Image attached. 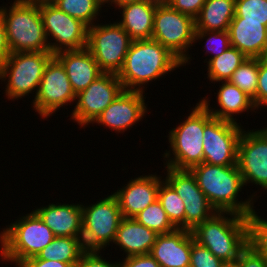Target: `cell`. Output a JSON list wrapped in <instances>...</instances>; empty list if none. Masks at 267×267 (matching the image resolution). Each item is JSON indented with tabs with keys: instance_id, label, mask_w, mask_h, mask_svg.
Here are the masks:
<instances>
[{
	"instance_id": "26",
	"label": "cell",
	"mask_w": 267,
	"mask_h": 267,
	"mask_svg": "<svg viewBox=\"0 0 267 267\" xmlns=\"http://www.w3.org/2000/svg\"><path fill=\"white\" fill-rule=\"evenodd\" d=\"M235 16V0H205L195 18V31H227Z\"/></svg>"
},
{
	"instance_id": "28",
	"label": "cell",
	"mask_w": 267,
	"mask_h": 267,
	"mask_svg": "<svg viewBox=\"0 0 267 267\" xmlns=\"http://www.w3.org/2000/svg\"><path fill=\"white\" fill-rule=\"evenodd\" d=\"M247 59L235 47L230 46L224 53L211 59L207 64V78L211 83L228 81L233 72Z\"/></svg>"
},
{
	"instance_id": "4",
	"label": "cell",
	"mask_w": 267,
	"mask_h": 267,
	"mask_svg": "<svg viewBox=\"0 0 267 267\" xmlns=\"http://www.w3.org/2000/svg\"><path fill=\"white\" fill-rule=\"evenodd\" d=\"M8 7L1 10L10 52H50L39 2L14 0Z\"/></svg>"
},
{
	"instance_id": "31",
	"label": "cell",
	"mask_w": 267,
	"mask_h": 267,
	"mask_svg": "<svg viewBox=\"0 0 267 267\" xmlns=\"http://www.w3.org/2000/svg\"><path fill=\"white\" fill-rule=\"evenodd\" d=\"M249 96L256 108V92L258 85V58H247L228 80Z\"/></svg>"
},
{
	"instance_id": "11",
	"label": "cell",
	"mask_w": 267,
	"mask_h": 267,
	"mask_svg": "<svg viewBox=\"0 0 267 267\" xmlns=\"http://www.w3.org/2000/svg\"><path fill=\"white\" fill-rule=\"evenodd\" d=\"M39 11L49 42L55 55L64 50H80L87 47L88 26L58 9L51 2H39ZM51 35V37H50ZM56 41V42H55Z\"/></svg>"
},
{
	"instance_id": "38",
	"label": "cell",
	"mask_w": 267,
	"mask_h": 267,
	"mask_svg": "<svg viewBox=\"0 0 267 267\" xmlns=\"http://www.w3.org/2000/svg\"><path fill=\"white\" fill-rule=\"evenodd\" d=\"M168 4L176 11L195 19L205 4V0H169Z\"/></svg>"
},
{
	"instance_id": "21",
	"label": "cell",
	"mask_w": 267,
	"mask_h": 267,
	"mask_svg": "<svg viewBox=\"0 0 267 267\" xmlns=\"http://www.w3.org/2000/svg\"><path fill=\"white\" fill-rule=\"evenodd\" d=\"M34 212L52 230L55 237L82 236V206L81 204H49L36 208Z\"/></svg>"
},
{
	"instance_id": "46",
	"label": "cell",
	"mask_w": 267,
	"mask_h": 267,
	"mask_svg": "<svg viewBox=\"0 0 267 267\" xmlns=\"http://www.w3.org/2000/svg\"><path fill=\"white\" fill-rule=\"evenodd\" d=\"M149 1H153V2L158 3V4H162V3H168L169 0H149Z\"/></svg>"
},
{
	"instance_id": "36",
	"label": "cell",
	"mask_w": 267,
	"mask_h": 267,
	"mask_svg": "<svg viewBox=\"0 0 267 267\" xmlns=\"http://www.w3.org/2000/svg\"><path fill=\"white\" fill-rule=\"evenodd\" d=\"M224 262L196 241L191 244L190 267H222Z\"/></svg>"
},
{
	"instance_id": "20",
	"label": "cell",
	"mask_w": 267,
	"mask_h": 267,
	"mask_svg": "<svg viewBox=\"0 0 267 267\" xmlns=\"http://www.w3.org/2000/svg\"><path fill=\"white\" fill-rule=\"evenodd\" d=\"M230 44L247 58L267 56V26L262 22L233 17L229 25Z\"/></svg>"
},
{
	"instance_id": "17",
	"label": "cell",
	"mask_w": 267,
	"mask_h": 267,
	"mask_svg": "<svg viewBox=\"0 0 267 267\" xmlns=\"http://www.w3.org/2000/svg\"><path fill=\"white\" fill-rule=\"evenodd\" d=\"M142 91L123 90L93 122L109 127L115 132H124L145 116L147 104Z\"/></svg>"
},
{
	"instance_id": "24",
	"label": "cell",
	"mask_w": 267,
	"mask_h": 267,
	"mask_svg": "<svg viewBox=\"0 0 267 267\" xmlns=\"http://www.w3.org/2000/svg\"><path fill=\"white\" fill-rule=\"evenodd\" d=\"M221 83L222 85L219 86L220 89L216 93L220 109L214 110L210 107V100L206 96L199 101L213 117L237 123L234 114L248 112L249 109L256 110L253 100L241 89L229 81H221Z\"/></svg>"
},
{
	"instance_id": "27",
	"label": "cell",
	"mask_w": 267,
	"mask_h": 267,
	"mask_svg": "<svg viewBox=\"0 0 267 267\" xmlns=\"http://www.w3.org/2000/svg\"><path fill=\"white\" fill-rule=\"evenodd\" d=\"M85 251L81 238L55 237L36 257L70 263L75 267Z\"/></svg>"
},
{
	"instance_id": "34",
	"label": "cell",
	"mask_w": 267,
	"mask_h": 267,
	"mask_svg": "<svg viewBox=\"0 0 267 267\" xmlns=\"http://www.w3.org/2000/svg\"><path fill=\"white\" fill-rule=\"evenodd\" d=\"M267 26V0H235V16Z\"/></svg>"
},
{
	"instance_id": "42",
	"label": "cell",
	"mask_w": 267,
	"mask_h": 267,
	"mask_svg": "<svg viewBox=\"0 0 267 267\" xmlns=\"http://www.w3.org/2000/svg\"><path fill=\"white\" fill-rule=\"evenodd\" d=\"M18 267H74L70 263L56 260H41L36 256L23 261Z\"/></svg>"
},
{
	"instance_id": "1",
	"label": "cell",
	"mask_w": 267,
	"mask_h": 267,
	"mask_svg": "<svg viewBox=\"0 0 267 267\" xmlns=\"http://www.w3.org/2000/svg\"><path fill=\"white\" fill-rule=\"evenodd\" d=\"M189 170L217 212H232L244 217L253 212L255 207L253 197H256V194L245 201H238L237 197L239 191H242L244 182L237 165L221 166L203 162Z\"/></svg>"
},
{
	"instance_id": "41",
	"label": "cell",
	"mask_w": 267,
	"mask_h": 267,
	"mask_svg": "<svg viewBox=\"0 0 267 267\" xmlns=\"http://www.w3.org/2000/svg\"><path fill=\"white\" fill-rule=\"evenodd\" d=\"M118 267H160L151 254L129 256L118 262Z\"/></svg>"
},
{
	"instance_id": "10",
	"label": "cell",
	"mask_w": 267,
	"mask_h": 267,
	"mask_svg": "<svg viewBox=\"0 0 267 267\" xmlns=\"http://www.w3.org/2000/svg\"><path fill=\"white\" fill-rule=\"evenodd\" d=\"M102 24L88 27L86 48L103 73L118 74L133 40L118 22Z\"/></svg>"
},
{
	"instance_id": "23",
	"label": "cell",
	"mask_w": 267,
	"mask_h": 267,
	"mask_svg": "<svg viewBox=\"0 0 267 267\" xmlns=\"http://www.w3.org/2000/svg\"><path fill=\"white\" fill-rule=\"evenodd\" d=\"M157 235L134 218L123 217L113 243L126 253L125 257L145 255L150 254Z\"/></svg>"
},
{
	"instance_id": "47",
	"label": "cell",
	"mask_w": 267,
	"mask_h": 267,
	"mask_svg": "<svg viewBox=\"0 0 267 267\" xmlns=\"http://www.w3.org/2000/svg\"><path fill=\"white\" fill-rule=\"evenodd\" d=\"M30 1H35V2H50L52 0H30Z\"/></svg>"
},
{
	"instance_id": "40",
	"label": "cell",
	"mask_w": 267,
	"mask_h": 267,
	"mask_svg": "<svg viewBox=\"0 0 267 267\" xmlns=\"http://www.w3.org/2000/svg\"><path fill=\"white\" fill-rule=\"evenodd\" d=\"M237 262L240 267H267V261L249 246L240 253Z\"/></svg>"
},
{
	"instance_id": "29",
	"label": "cell",
	"mask_w": 267,
	"mask_h": 267,
	"mask_svg": "<svg viewBox=\"0 0 267 267\" xmlns=\"http://www.w3.org/2000/svg\"><path fill=\"white\" fill-rule=\"evenodd\" d=\"M50 2L69 16L81 20L88 27L96 23L103 5V0H52Z\"/></svg>"
},
{
	"instance_id": "8",
	"label": "cell",
	"mask_w": 267,
	"mask_h": 267,
	"mask_svg": "<svg viewBox=\"0 0 267 267\" xmlns=\"http://www.w3.org/2000/svg\"><path fill=\"white\" fill-rule=\"evenodd\" d=\"M195 30L194 18L176 11L168 3L157 4L152 39L174 54L182 62V66L190 62L187 50L196 43Z\"/></svg>"
},
{
	"instance_id": "33",
	"label": "cell",
	"mask_w": 267,
	"mask_h": 267,
	"mask_svg": "<svg viewBox=\"0 0 267 267\" xmlns=\"http://www.w3.org/2000/svg\"><path fill=\"white\" fill-rule=\"evenodd\" d=\"M248 246L267 261V220L257 215L255 209L247 217Z\"/></svg>"
},
{
	"instance_id": "3",
	"label": "cell",
	"mask_w": 267,
	"mask_h": 267,
	"mask_svg": "<svg viewBox=\"0 0 267 267\" xmlns=\"http://www.w3.org/2000/svg\"><path fill=\"white\" fill-rule=\"evenodd\" d=\"M191 233L199 245L208 248L224 263L237 261L248 246L247 217L232 212H216Z\"/></svg>"
},
{
	"instance_id": "44",
	"label": "cell",
	"mask_w": 267,
	"mask_h": 267,
	"mask_svg": "<svg viewBox=\"0 0 267 267\" xmlns=\"http://www.w3.org/2000/svg\"><path fill=\"white\" fill-rule=\"evenodd\" d=\"M139 1H143V0H103V7L104 4H108V5H115L117 7L121 6V5H125L128 3H134V2H139Z\"/></svg>"
},
{
	"instance_id": "43",
	"label": "cell",
	"mask_w": 267,
	"mask_h": 267,
	"mask_svg": "<svg viewBox=\"0 0 267 267\" xmlns=\"http://www.w3.org/2000/svg\"><path fill=\"white\" fill-rule=\"evenodd\" d=\"M11 54L6 37L3 13L0 7V66Z\"/></svg>"
},
{
	"instance_id": "39",
	"label": "cell",
	"mask_w": 267,
	"mask_h": 267,
	"mask_svg": "<svg viewBox=\"0 0 267 267\" xmlns=\"http://www.w3.org/2000/svg\"><path fill=\"white\" fill-rule=\"evenodd\" d=\"M99 254L100 251H85L81 256L80 262L75 267H118V262L106 261Z\"/></svg>"
},
{
	"instance_id": "12",
	"label": "cell",
	"mask_w": 267,
	"mask_h": 267,
	"mask_svg": "<svg viewBox=\"0 0 267 267\" xmlns=\"http://www.w3.org/2000/svg\"><path fill=\"white\" fill-rule=\"evenodd\" d=\"M76 101L64 65L53 55L45 66L42 79L34 95L33 108L41 118H48L59 108ZM67 103V104H66Z\"/></svg>"
},
{
	"instance_id": "18",
	"label": "cell",
	"mask_w": 267,
	"mask_h": 267,
	"mask_svg": "<svg viewBox=\"0 0 267 267\" xmlns=\"http://www.w3.org/2000/svg\"><path fill=\"white\" fill-rule=\"evenodd\" d=\"M161 179L156 174L141 175L130 180L126 186L113 193L118 201L122 216L134 218L156 201Z\"/></svg>"
},
{
	"instance_id": "25",
	"label": "cell",
	"mask_w": 267,
	"mask_h": 267,
	"mask_svg": "<svg viewBox=\"0 0 267 267\" xmlns=\"http://www.w3.org/2000/svg\"><path fill=\"white\" fill-rule=\"evenodd\" d=\"M158 3L143 0L121 5L122 20L118 24L132 40L152 39L154 13Z\"/></svg>"
},
{
	"instance_id": "16",
	"label": "cell",
	"mask_w": 267,
	"mask_h": 267,
	"mask_svg": "<svg viewBox=\"0 0 267 267\" xmlns=\"http://www.w3.org/2000/svg\"><path fill=\"white\" fill-rule=\"evenodd\" d=\"M237 166L244 185L253 183L267 190V127L243 129L238 144Z\"/></svg>"
},
{
	"instance_id": "13",
	"label": "cell",
	"mask_w": 267,
	"mask_h": 267,
	"mask_svg": "<svg viewBox=\"0 0 267 267\" xmlns=\"http://www.w3.org/2000/svg\"><path fill=\"white\" fill-rule=\"evenodd\" d=\"M117 74L103 73L85 90L76 95L71 118L81 127L92 123L123 91Z\"/></svg>"
},
{
	"instance_id": "37",
	"label": "cell",
	"mask_w": 267,
	"mask_h": 267,
	"mask_svg": "<svg viewBox=\"0 0 267 267\" xmlns=\"http://www.w3.org/2000/svg\"><path fill=\"white\" fill-rule=\"evenodd\" d=\"M260 106H267V56L258 58L256 109H258Z\"/></svg>"
},
{
	"instance_id": "6",
	"label": "cell",
	"mask_w": 267,
	"mask_h": 267,
	"mask_svg": "<svg viewBox=\"0 0 267 267\" xmlns=\"http://www.w3.org/2000/svg\"><path fill=\"white\" fill-rule=\"evenodd\" d=\"M54 238L52 230L32 211L1 231L0 257L18 267L26 259L37 256Z\"/></svg>"
},
{
	"instance_id": "2",
	"label": "cell",
	"mask_w": 267,
	"mask_h": 267,
	"mask_svg": "<svg viewBox=\"0 0 267 267\" xmlns=\"http://www.w3.org/2000/svg\"><path fill=\"white\" fill-rule=\"evenodd\" d=\"M181 66L182 62L156 40H133L117 77L124 90L144 92L146 83Z\"/></svg>"
},
{
	"instance_id": "45",
	"label": "cell",
	"mask_w": 267,
	"mask_h": 267,
	"mask_svg": "<svg viewBox=\"0 0 267 267\" xmlns=\"http://www.w3.org/2000/svg\"><path fill=\"white\" fill-rule=\"evenodd\" d=\"M222 267H240V264L235 261V262H226L222 265Z\"/></svg>"
},
{
	"instance_id": "7",
	"label": "cell",
	"mask_w": 267,
	"mask_h": 267,
	"mask_svg": "<svg viewBox=\"0 0 267 267\" xmlns=\"http://www.w3.org/2000/svg\"><path fill=\"white\" fill-rule=\"evenodd\" d=\"M52 56L51 52L11 53L0 66V80L8 82L6 97L18 100L32 91L37 94L45 66Z\"/></svg>"
},
{
	"instance_id": "9",
	"label": "cell",
	"mask_w": 267,
	"mask_h": 267,
	"mask_svg": "<svg viewBox=\"0 0 267 267\" xmlns=\"http://www.w3.org/2000/svg\"><path fill=\"white\" fill-rule=\"evenodd\" d=\"M82 242L86 251L104 250L115 239L123 218L116 197L111 195L89 206L82 205Z\"/></svg>"
},
{
	"instance_id": "19",
	"label": "cell",
	"mask_w": 267,
	"mask_h": 267,
	"mask_svg": "<svg viewBox=\"0 0 267 267\" xmlns=\"http://www.w3.org/2000/svg\"><path fill=\"white\" fill-rule=\"evenodd\" d=\"M191 231L176 229L167 234H158L150 252L160 267H190Z\"/></svg>"
},
{
	"instance_id": "14",
	"label": "cell",
	"mask_w": 267,
	"mask_h": 267,
	"mask_svg": "<svg viewBox=\"0 0 267 267\" xmlns=\"http://www.w3.org/2000/svg\"><path fill=\"white\" fill-rule=\"evenodd\" d=\"M241 127L239 123L213 117L204 127V162L221 166L237 165Z\"/></svg>"
},
{
	"instance_id": "30",
	"label": "cell",
	"mask_w": 267,
	"mask_h": 267,
	"mask_svg": "<svg viewBox=\"0 0 267 267\" xmlns=\"http://www.w3.org/2000/svg\"><path fill=\"white\" fill-rule=\"evenodd\" d=\"M158 200L171 223L177 229H185V204L174 188L165 180L160 182Z\"/></svg>"
},
{
	"instance_id": "35",
	"label": "cell",
	"mask_w": 267,
	"mask_h": 267,
	"mask_svg": "<svg viewBox=\"0 0 267 267\" xmlns=\"http://www.w3.org/2000/svg\"><path fill=\"white\" fill-rule=\"evenodd\" d=\"M208 36V38H207ZM207 40H206V38ZM205 39L206 40V46L207 53L210 54L213 53L210 59L206 61L207 63L215 58L221 55L222 53L227 50L231 44H230V36L229 32L227 31H195V37L194 41L197 42V40Z\"/></svg>"
},
{
	"instance_id": "15",
	"label": "cell",
	"mask_w": 267,
	"mask_h": 267,
	"mask_svg": "<svg viewBox=\"0 0 267 267\" xmlns=\"http://www.w3.org/2000/svg\"><path fill=\"white\" fill-rule=\"evenodd\" d=\"M165 168L167 170L165 180L185 204V229L192 231L197 225L210 219L217 211L210 205L190 170L169 166Z\"/></svg>"
},
{
	"instance_id": "5",
	"label": "cell",
	"mask_w": 267,
	"mask_h": 267,
	"mask_svg": "<svg viewBox=\"0 0 267 267\" xmlns=\"http://www.w3.org/2000/svg\"><path fill=\"white\" fill-rule=\"evenodd\" d=\"M196 104L187 119L169 132L171 150H166L163 154V157L167 158L164 159L166 166L189 170L204 162L203 132L205 125L213 116L200 102Z\"/></svg>"
},
{
	"instance_id": "32",
	"label": "cell",
	"mask_w": 267,
	"mask_h": 267,
	"mask_svg": "<svg viewBox=\"0 0 267 267\" xmlns=\"http://www.w3.org/2000/svg\"><path fill=\"white\" fill-rule=\"evenodd\" d=\"M134 219L157 234H167L177 229L158 199L138 213Z\"/></svg>"
},
{
	"instance_id": "22",
	"label": "cell",
	"mask_w": 267,
	"mask_h": 267,
	"mask_svg": "<svg viewBox=\"0 0 267 267\" xmlns=\"http://www.w3.org/2000/svg\"><path fill=\"white\" fill-rule=\"evenodd\" d=\"M55 56L64 65L72 89L76 95L85 90L103 74L93 55L87 48L60 51Z\"/></svg>"
}]
</instances>
